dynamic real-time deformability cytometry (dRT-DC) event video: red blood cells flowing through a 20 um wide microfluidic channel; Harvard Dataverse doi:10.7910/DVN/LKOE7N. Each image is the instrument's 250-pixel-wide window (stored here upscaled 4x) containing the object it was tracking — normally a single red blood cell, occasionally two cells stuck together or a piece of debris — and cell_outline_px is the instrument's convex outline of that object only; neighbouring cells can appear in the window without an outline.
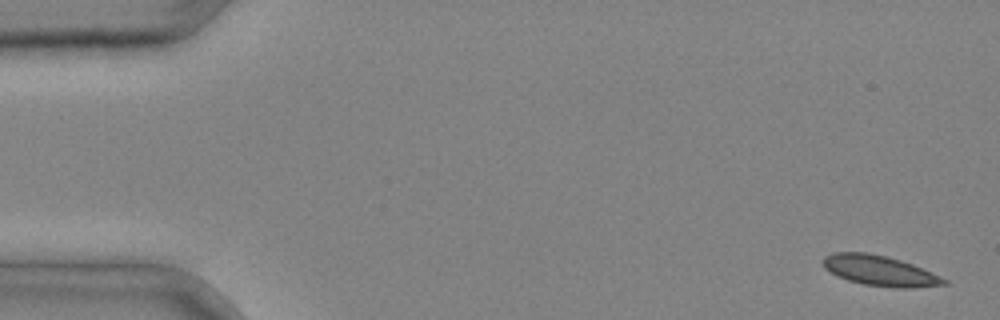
{"species": "common noctule bat (a hibernating species)", "species_latin": "Nyctalus noctula", "temperature_condition": "cold", "stored_images_in_passage": 5, "camera_frame_rate_fps": 3000, "um_per_image_px": 0.085, "animal": {"sex": "male", "body_mass_g": 20.4}, "frame": {"image": 1, "passage_image": 1, "time_ms": 0.0, "image_size_px": [1000, 320], "cell_outline_px": [[948, 284], [912, 288], [892, 288], [864, 284], [848, 280], [836, 276], [824, 268], [824, 256], [832, 252], [868, 252], [900, 260], [912, 264], [940, 276], [948, 280]], "centroid_in_image_um": [74.77, 23.01], "position_along_channel_um": 10.2, "area_um2": 21.33}}
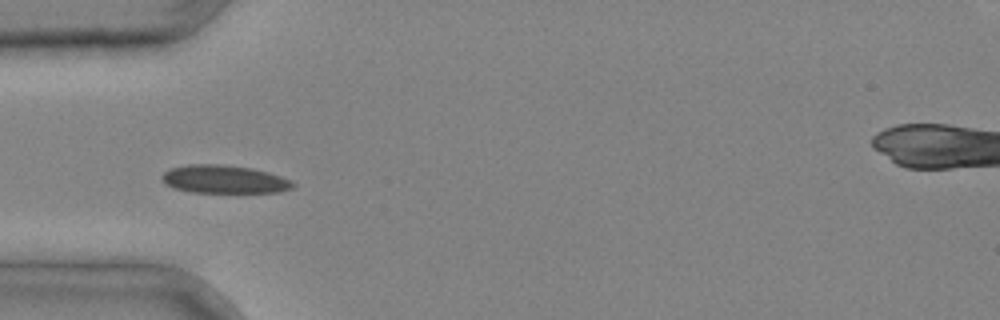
{"frame": {"image": 2, "passage_image": 4, "time_ms": 1.0, "image_size_px": [1000, 320], "cell_outline_px": [[296, 184], [292, 188], [280, 192], [188, 192], [164, 184], [160, 176], [168, 168], [188, 164], [224, 164], [252, 168], [268, 172], [292, 180]], "centroid_in_image_um": [19.03, 15.23], "position_along_channel_um": 66.0, "area_um2": 21.68}}